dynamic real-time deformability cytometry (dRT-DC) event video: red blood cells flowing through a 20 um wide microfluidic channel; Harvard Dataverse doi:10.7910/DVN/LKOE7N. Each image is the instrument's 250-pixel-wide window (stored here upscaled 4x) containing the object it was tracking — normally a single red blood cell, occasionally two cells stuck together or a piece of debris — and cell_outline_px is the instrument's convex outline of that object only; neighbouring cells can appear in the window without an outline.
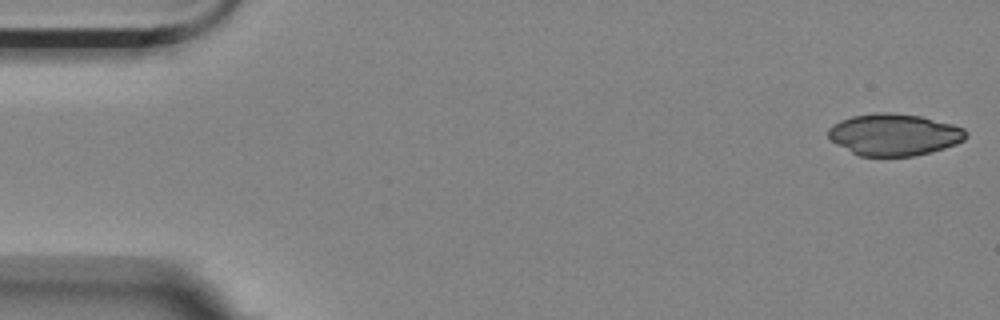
{"species": "Egyptian fruit bat (a non-hibernating species)", "species_latin": "Rousettus aegyptiacus", "temperature_condition": "room temperature", "stored_images_in_passage": 5, "camera_frame_rate_fps": 3000, "um_per_image_px": 0.085, "animal": {"sex": "female"}, "frame": {"image": 1, "passage_image": 1, "time_ms": 0.0, "image_size_px": [1000, 320], "cell_outline_px": [[968, 136], [964, 140], [956, 144], [944, 148], [912, 156], [860, 156], [836, 144], [828, 136], [828, 128], [832, 124], [840, 120], [852, 116], [876, 112], [888, 112], [920, 116], [952, 124], [964, 128], [968, 132]], "centroid_in_image_um": [76.0, 11.43], "position_along_channel_um": 9.0, "area_um2": 33.52}}